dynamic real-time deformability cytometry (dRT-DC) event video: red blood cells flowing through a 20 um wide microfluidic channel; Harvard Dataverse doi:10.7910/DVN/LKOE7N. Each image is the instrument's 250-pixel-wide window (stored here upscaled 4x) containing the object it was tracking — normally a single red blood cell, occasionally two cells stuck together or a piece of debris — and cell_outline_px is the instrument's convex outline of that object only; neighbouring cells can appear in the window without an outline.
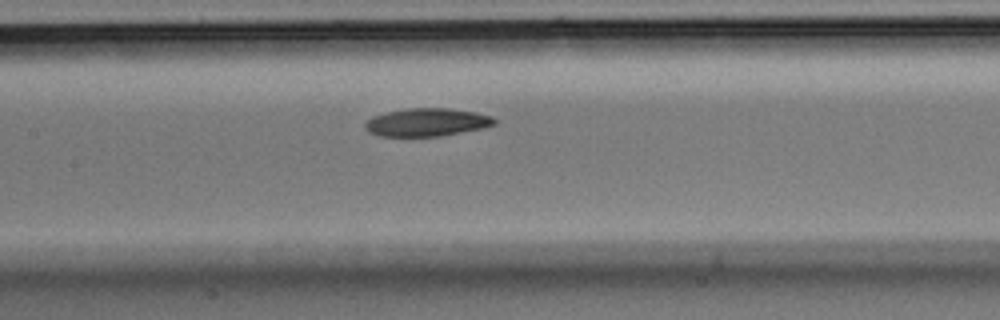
{"species": "Egyptian fruit bat (a non-hibernating species)", "species_latin": "Rousettus aegyptiacus", "temperature_condition": "room temperature", "stored_images_in_passage": 7, "camera_frame_rate_fps": 3000, "um_per_image_px": 0.085, "animal": {"sex": "male"}, "frame": {"image": 1, "passage_image": 7, "time_ms": 2.0, "image_size_px": [1000, 320], "cell_outline_px": [[496, 124], [484, 128], [440, 136], [376, 136], [368, 132], [364, 128], [364, 124], [372, 116], [384, 112], [408, 108], [448, 108], [476, 112], [492, 116], [496, 120]], "centroid_in_image_um": [36.26, 10.39], "position_along_channel_um": 171.1, "area_um2": 21.33}}